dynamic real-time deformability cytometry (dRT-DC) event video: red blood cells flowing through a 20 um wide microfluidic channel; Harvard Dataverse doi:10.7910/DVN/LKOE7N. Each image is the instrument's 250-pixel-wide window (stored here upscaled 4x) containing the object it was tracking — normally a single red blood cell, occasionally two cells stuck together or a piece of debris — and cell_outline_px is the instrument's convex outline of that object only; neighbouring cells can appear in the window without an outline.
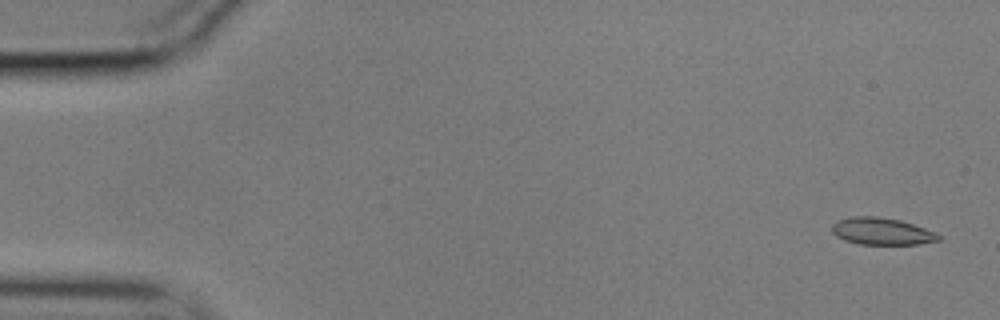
{"species": "common noctule bat (a hibernating species)", "species_latin": "Nyctalus noctula", "temperature_condition": "cold", "stored_images_in_passage": 56, "camera_frame_rate_fps": 3000, "um_per_image_px": 0.085, "animal": {"sex": "male", "body_mass_g": 17.9}, "frame": {"image": 1, "passage_image": 2, "time_ms": 0.333, "image_size_px": [1000, 320], "cell_outline_px": [[940, 240], [920, 244], [860, 244], [844, 240], [836, 236], [832, 232], [832, 224], [836, 220], [848, 216], [876, 216], [900, 220], [936, 232], [940, 236]], "centroid_in_image_um": [74.91, 19.65], "position_along_channel_um": 10.1, "area_um2": 16.88}}
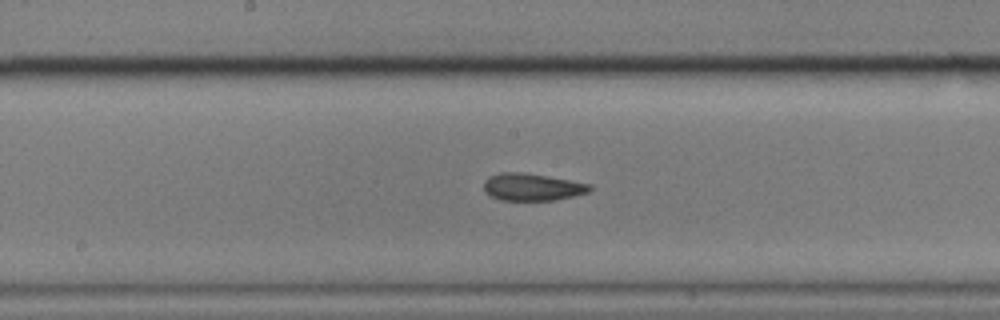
{"frame": {"image": 2, "passage_image": 29, "time_ms": 9.333, "image_size_px": [1000, 320], "cell_outline_px": [[592, 188], [588, 192], [572, 196], [552, 200], [500, 200], [484, 192], [484, 180], [488, 176], [500, 172], [520, 172], [548, 176], [592, 184]], "centroid_in_image_um": [45.2, 15.88], "position_along_channel_um": 203.0, "area_um2": 16.82}}
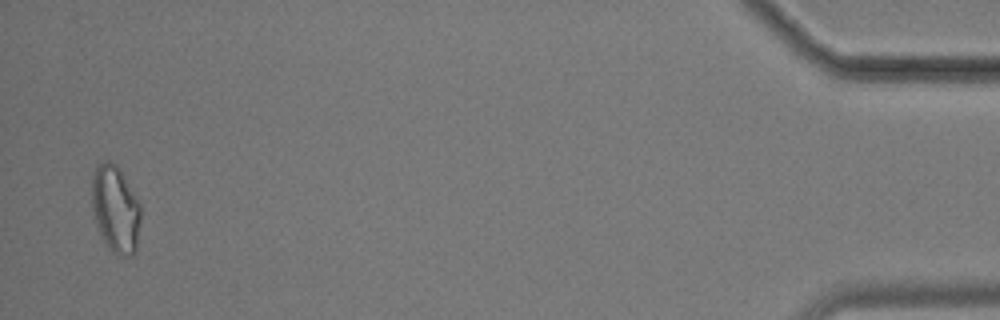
{"frame": {"image": 3, "passage_image": 55, "time_ms": 18.0, "image_size_px": [1000, 320], "cell_outline_px": [[140, 220], [136, 252], [132, 256], [116, 256], [108, 248], [100, 236], [92, 208], [92, 172], [96, 164], [104, 160], [108, 160], [116, 164], [120, 168], [140, 204]], "centroid_in_image_um": [9.8, 17.77], "position_along_channel_um": 425.4, "area_um2": 25.26}, "authors_computed_cell_mechanics": {"area_um2": 17.5423, "velocity_mm_per_s": 3.5371, "shape_relaxation_time_tau1_ms": null, "shape_relaxation_time_tau2_ms": 2.9058, "deformation_change_tau1": null, "deformation_change_tau2": 0.1012}}